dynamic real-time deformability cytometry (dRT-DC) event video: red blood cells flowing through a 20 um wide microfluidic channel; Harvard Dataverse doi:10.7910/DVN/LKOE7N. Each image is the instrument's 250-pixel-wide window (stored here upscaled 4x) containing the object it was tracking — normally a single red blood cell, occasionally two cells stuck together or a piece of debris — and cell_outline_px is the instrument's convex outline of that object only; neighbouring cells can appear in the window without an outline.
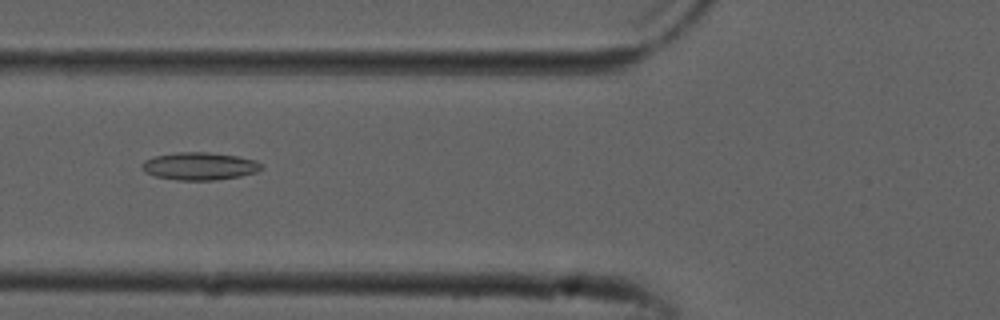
{"species": "common noctule bat (a hibernating species)", "species_latin": "Nyctalus noctula", "temperature_condition": "cold", "stored_images_in_passage": 47, "camera_frame_rate_fps": 3000, "um_per_image_px": 0.085, "animal": {"sex": "male", "forearm_length_mm": 52.5}, "frame": {"image": 1, "passage_image": 20, "time_ms": 6.333, "image_size_px": [1000, 320], "cell_outline_px": [[264, 168], [256, 172], [240, 176], [216, 180], [176, 180], [156, 176], [148, 172], [140, 164], [144, 160], [152, 156], [176, 152], [208, 152], [236, 156], [256, 160], [264, 164]], "centroid_in_image_um": [17.0, 14.11], "position_along_channel_um": 108.8, "area_um2": 19.31}}
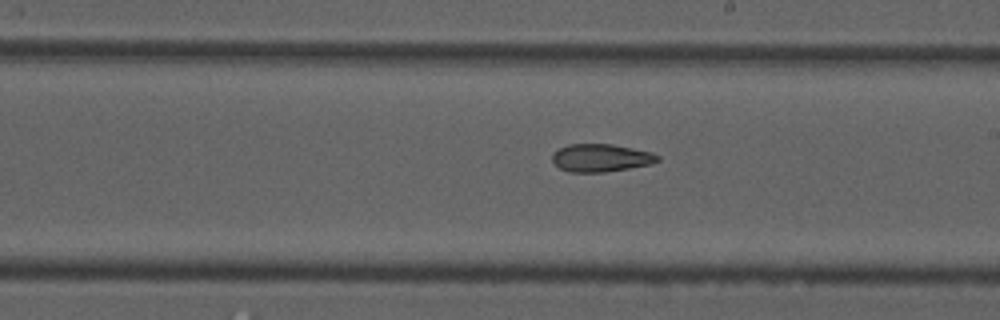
{"frame": {"image": 2, "passage_image": 30, "time_ms": 9.667, "image_size_px": [1000, 320], "cell_outline_px": [[660, 160], [652, 164], [604, 172], [568, 172], [560, 168], [552, 160], [552, 152], [568, 144], [612, 144], [652, 152], [660, 156]], "centroid_in_image_um": [51.08, 13.41], "position_along_channel_um": 237.9, "area_um2": 17.11}}
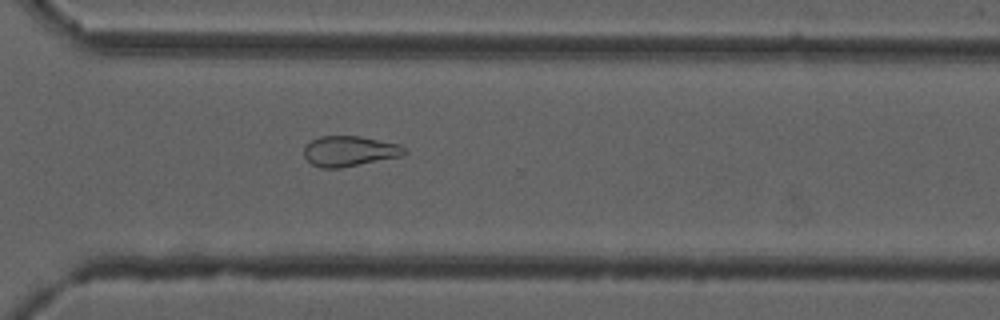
{"frame": {"image": 3, "passage_image": 38, "time_ms": 12.333, "image_size_px": [1000, 320], "cell_outline_px": [[408, 152], [404, 156], [340, 168], [320, 168], [312, 164], [304, 156], [304, 148], [312, 140], [320, 136], [360, 136], [400, 144]], "centroid_in_image_um": [29.74, 12.85], "position_along_channel_um": 340.9, "area_um2": 17.86}, "authors_computed_cell_mechanics": {"area_um2": 17.9758, "velocity_mm_per_s": 3.8658, "shape_relaxation_time_tau1_ms": null, "shape_relaxation_time_tau2_ms": 7.2989, "deformation_change_tau1": null, "deformation_change_tau2": 0.1662}}